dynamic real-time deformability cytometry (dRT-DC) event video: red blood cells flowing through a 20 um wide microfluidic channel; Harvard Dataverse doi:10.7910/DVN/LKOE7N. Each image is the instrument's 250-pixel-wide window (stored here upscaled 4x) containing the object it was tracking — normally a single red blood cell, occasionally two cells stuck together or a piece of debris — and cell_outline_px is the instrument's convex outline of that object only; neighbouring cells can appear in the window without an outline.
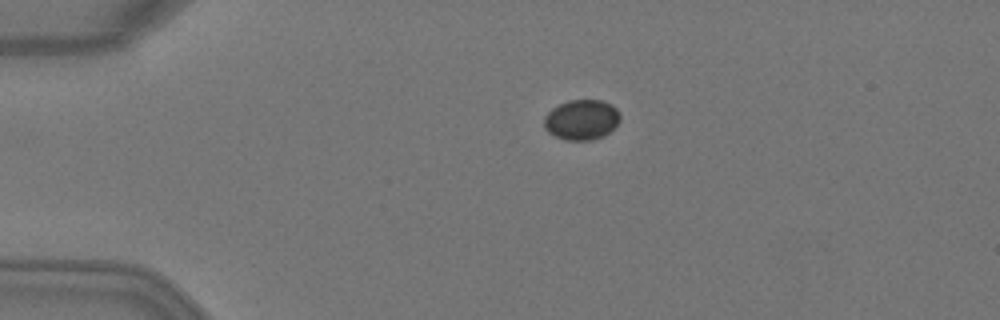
{"species": "Egyptian fruit bat (a non-hibernating species)", "species_latin": "Rousettus aegyptiacus", "temperature_condition": "warm", "stored_images_in_passage": 3, "camera_frame_rate_fps": 3000, "um_per_image_px": 0.085, "animal": {"sex": "female"}, "frame": {"image": 1, "passage_image": 1, "time_ms": 0.0, "image_size_px": [1000, 320], "cell_outline_px": [[620, 120], [604, 136], [592, 140], [564, 140], [548, 132], [544, 128], [544, 116], [552, 108], [568, 100], [600, 100], [616, 108], [620, 112]], "centroid_in_image_um": [49.41, 10.18], "position_along_channel_um": 35.6, "area_um2": 17.74}}